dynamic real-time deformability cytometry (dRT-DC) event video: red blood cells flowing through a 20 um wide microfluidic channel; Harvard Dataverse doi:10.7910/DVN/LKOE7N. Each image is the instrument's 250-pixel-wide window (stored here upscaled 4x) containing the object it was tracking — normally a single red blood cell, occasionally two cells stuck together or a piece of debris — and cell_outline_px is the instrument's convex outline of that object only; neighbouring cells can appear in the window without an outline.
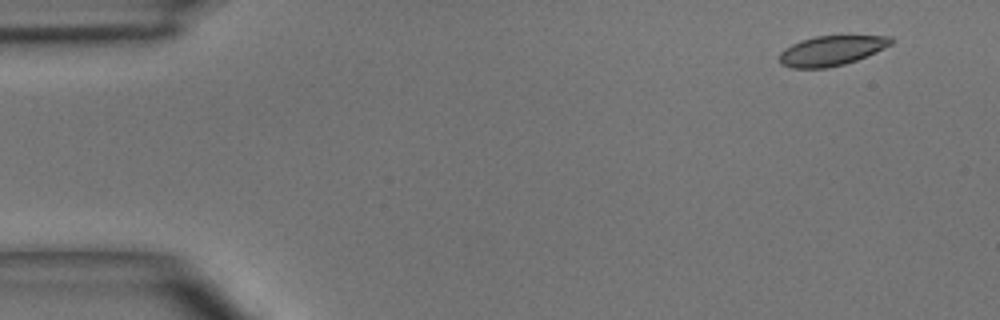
{"species": "common noctule bat (a hibernating species)", "species_latin": "Nyctalus noctula", "temperature_condition": "room temperature", "stored_images_in_passage": 4, "camera_frame_rate_fps": 3000, "um_per_image_px": 0.085, "animal": {"sex": "male", "body_mass_g": 15.6}, "frame": {"image": 1, "passage_image": 1, "time_ms": 0.0, "image_size_px": [1000, 320], "cell_outline_px": [[896, 40], [892, 44], [876, 52], [856, 60], [844, 64], [828, 68], [792, 68], [780, 64], [780, 52], [792, 44], [800, 40], [816, 36], [892, 36]], "centroid_in_image_um": [70.69, 4.3], "position_along_channel_um": 14.3, "area_um2": 19.42}}
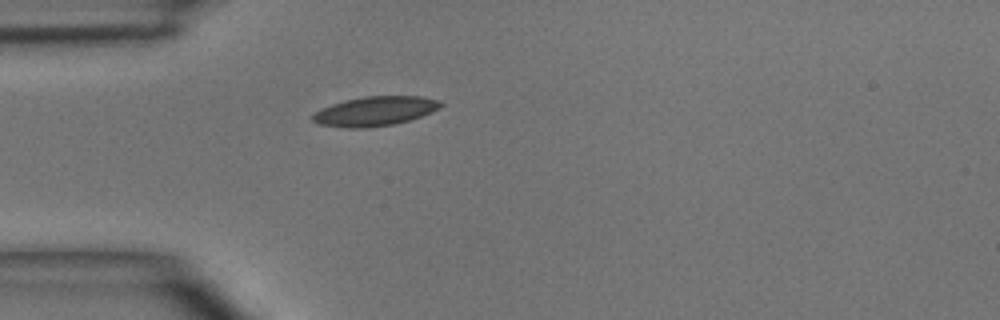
{"frame": {"image": 2, "passage_image": 4, "time_ms": 3.333, "image_size_px": [1000, 320], "cell_outline_px": [[444, 104], [440, 108], [432, 112], [408, 120], [392, 124], [368, 128], [348, 128], [320, 124], [312, 120], [312, 116], [316, 112], [332, 104], [344, 100], [364, 96], [420, 96], [440, 100]], "centroid_in_image_um": [31.91, 9.44], "position_along_channel_um": 53.1, "area_um2": 21.79}}